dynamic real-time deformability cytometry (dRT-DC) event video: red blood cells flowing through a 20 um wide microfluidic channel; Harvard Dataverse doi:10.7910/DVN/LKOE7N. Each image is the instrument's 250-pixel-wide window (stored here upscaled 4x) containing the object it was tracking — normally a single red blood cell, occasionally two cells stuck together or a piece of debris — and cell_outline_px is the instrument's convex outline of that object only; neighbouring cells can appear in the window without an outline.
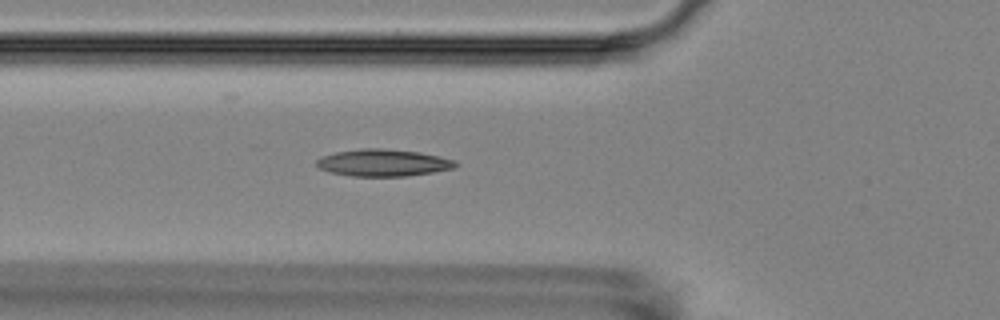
{"species": "Egyptian fruit bat (a non-hibernating species)", "species_latin": "Rousettus aegyptiacus", "temperature_condition": "room temperature", "stored_images_in_passage": 4, "camera_frame_rate_fps": 3000, "um_per_image_px": 0.085, "animal": {"sex": "female"}, "frame": {"image": 1, "passage_image": 4, "time_ms": 3.333, "image_size_px": [1000, 320], "cell_outline_px": [[456, 164], [452, 168], [432, 172], [404, 176], [352, 176], [328, 172], [316, 168], [316, 160], [320, 156], [336, 152], [360, 148], [380, 148], [420, 152], [456, 160]], "centroid_in_image_um": [32.48, 13.83], "position_along_channel_um": 93.3, "area_um2": 21.91}}